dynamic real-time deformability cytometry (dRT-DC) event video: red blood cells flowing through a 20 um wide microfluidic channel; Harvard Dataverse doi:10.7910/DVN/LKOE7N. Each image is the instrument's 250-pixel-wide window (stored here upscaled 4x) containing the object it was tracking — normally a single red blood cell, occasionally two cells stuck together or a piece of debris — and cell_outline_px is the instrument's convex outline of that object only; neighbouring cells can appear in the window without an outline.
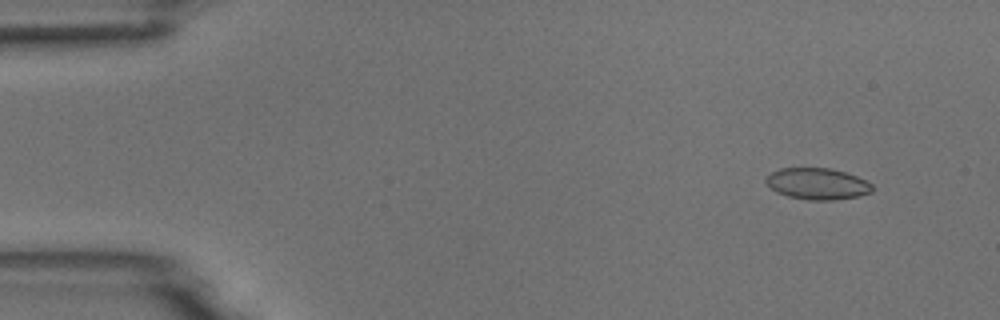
{"species": "common noctule bat (a hibernating species)", "species_latin": "Nyctalus noctula", "temperature_condition": "room temperature", "stored_images_in_passage": 4, "camera_frame_rate_fps": 3000, "um_per_image_px": 0.085, "animal": {"sex": "male", "body_mass_g": 18.8}, "frame": {"image": 1, "passage_image": 1, "time_ms": 0.0, "image_size_px": [1000, 320], "cell_outline_px": [[872, 192], [860, 196], [836, 200], [808, 200], [788, 196], [776, 192], [764, 180], [764, 176], [780, 168], [828, 168], [844, 172], [856, 176], [872, 184]], "centroid_in_image_um": [69.46, 15.63], "position_along_channel_um": 15.5, "area_um2": 19.48}}
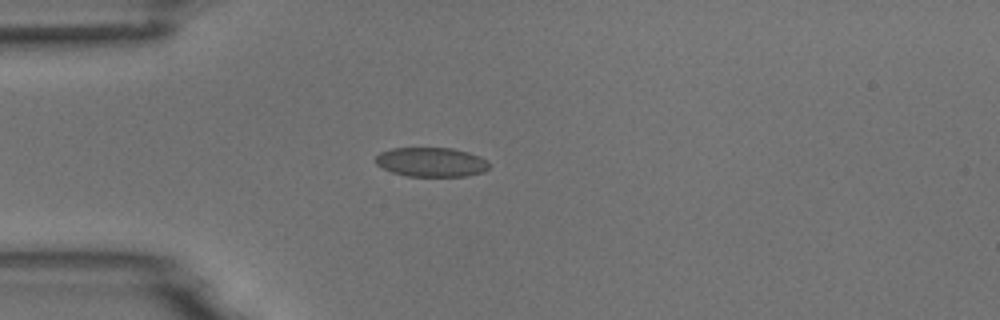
{"frame": {"image": 2, "passage_image": 4, "time_ms": 1.0, "image_size_px": [1000, 320], "cell_outline_px": [[492, 164], [484, 172], [468, 176], [408, 176], [392, 172], [376, 164], [376, 156], [380, 152], [392, 148], [452, 148], [468, 152], [480, 156], [488, 160]], "centroid_in_image_um": [36.71, 13.78], "position_along_channel_um": 48.3, "area_um2": 19.54}}